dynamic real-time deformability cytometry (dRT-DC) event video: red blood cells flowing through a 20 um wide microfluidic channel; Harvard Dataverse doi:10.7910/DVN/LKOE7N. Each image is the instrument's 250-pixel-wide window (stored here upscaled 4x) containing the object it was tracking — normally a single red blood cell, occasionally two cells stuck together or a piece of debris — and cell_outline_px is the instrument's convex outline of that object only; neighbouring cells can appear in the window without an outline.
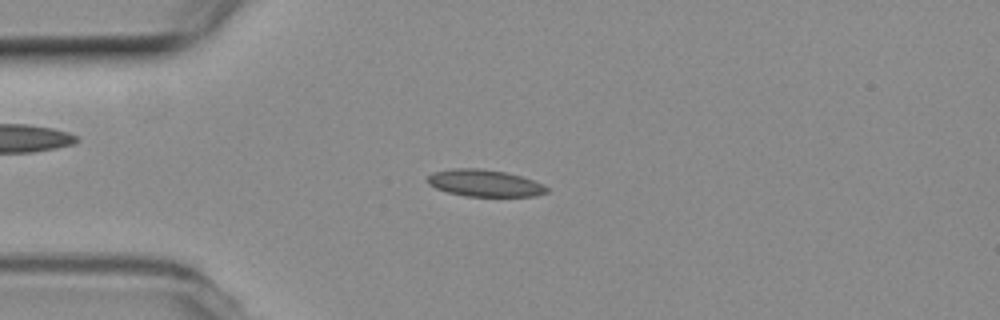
{"species": "common noctule bat (a hibernating species)", "species_latin": "Nyctalus noctula", "temperature_condition": "room temperature", "stored_images_in_passage": 53, "camera_frame_rate_fps": 3000, "um_per_image_px": 0.085, "animal": {"sex": "female", "body_mass_g": 19.3, "forearm_length_mm": 54.1}, "frame": {"image": 1, "passage_image": 13, "time_ms": 4.0, "image_size_px": [1000, 320], "cell_outline_px": [[548, 192], [536, 196], [464, 196], [448, 192], [436, 188], [428, 184], [428, 176], [432, 172], [452, 168], [480, 168], [504, 172], [520, 176], [544, 184], [548, 188]], "centroid_in_image_um": [41.18, 15.56], "position_along_channel_um": 43.8, "area_um2": 18.67}}
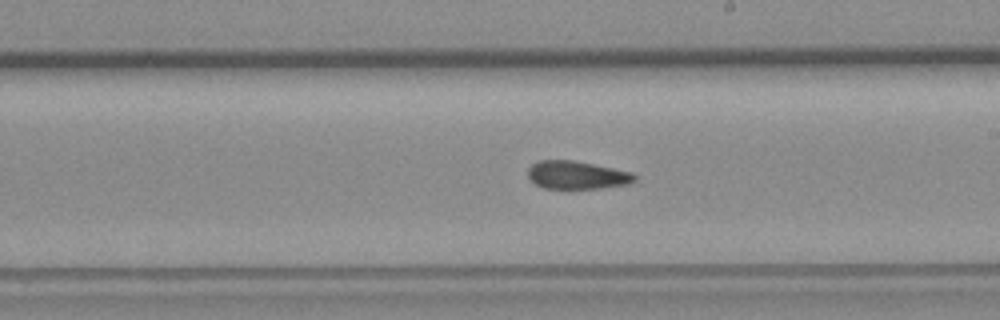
{"frame": {"image": 2, "passage_image": 30, "time_ms": 9.667, "image_size_px": [1000, 320], "cell_outline_px": [[636, 180], [628, 184], [600, 188], [544, 188], [536, 184], [528, 176], [528, 168], [532, 164], [540, 160], [572, 160], [632, 172], [636, 176]], "centroid_in_image_um": [49.03, 14.88], "position_along_channel_um": 240.0, "area_um2": 17.22}}
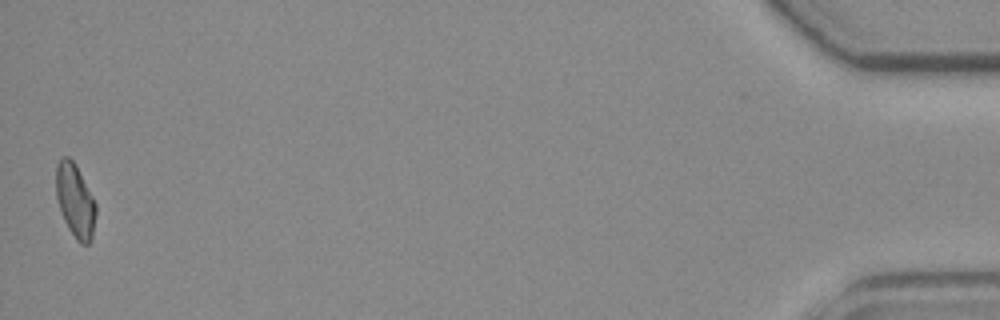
{"frame": {"image": 3, "passage_image": 53, "time_ms": 17.333, "image_size_px": [1000, 320], "cell_outline_px": [[96, 212], [92, 240], [88, 244], [80, 244], [76, 240], [68, 228], [64, 220], [56, 196], [56, 164], [64, 156], [68, 156], [76, 164], [96, 204]], "centroid_in_image_um": [6.39, 17.07], "position_along_channel_um": 428.8, "area_um2": 17.05}, "authors_computed_cell_mechanics": {"area_um2": 18.0336, "velocity_mm_per_s": 3.7935, "shape_relaxation_time_tau1_ms": null, "shape_relaxation_time_tau2_ms": 3.9684, "deformation_change_tau1": null, "deformation_change_tau2": 0.1039}}